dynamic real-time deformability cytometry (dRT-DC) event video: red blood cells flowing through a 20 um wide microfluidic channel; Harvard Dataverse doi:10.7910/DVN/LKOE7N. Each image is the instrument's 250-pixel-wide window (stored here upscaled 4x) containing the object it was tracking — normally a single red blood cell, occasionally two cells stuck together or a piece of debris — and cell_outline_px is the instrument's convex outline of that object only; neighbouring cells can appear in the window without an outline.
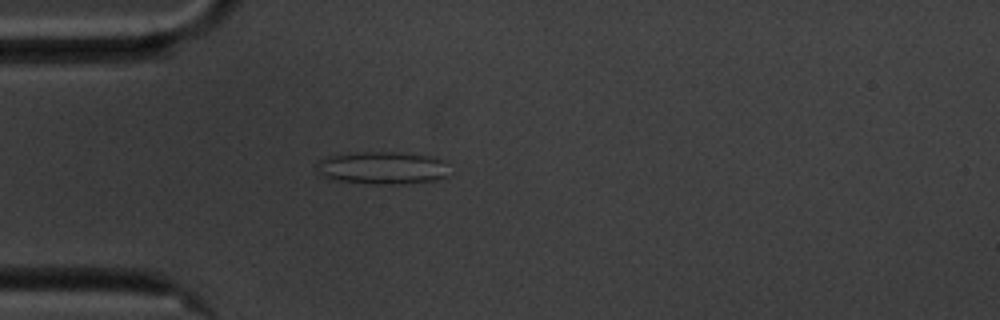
{"species": "common noctule bat (a hibernating species)", "species_latin": "Nyctalus noctula", "temperature_condition": "cold", "stored_images_in_passage": 38, "camera_frame_rate_fps": 3000, "um_per_image_px": 0.085, "animal": {"sex": "male", "body_mass_g": 20.1, "forearm_length_mm": 53.5}, "frame": {"image": 1, "passage_image": 1, "time_ms": 0.0, "image_size_px": [1000, 320], "cell_outline_px": [[448, 176], [436, 180], [396, 184], [376, 184], [332, 180], [324, 176], [320, 172], [316, 164], [324, 156], [356, 152], [392, 152], [428, 156], [444, 160]], "centroid_in_image_um": [32.47, 14.27], "position_along_channel_um": 52.5, "area_um2": 25.09}}
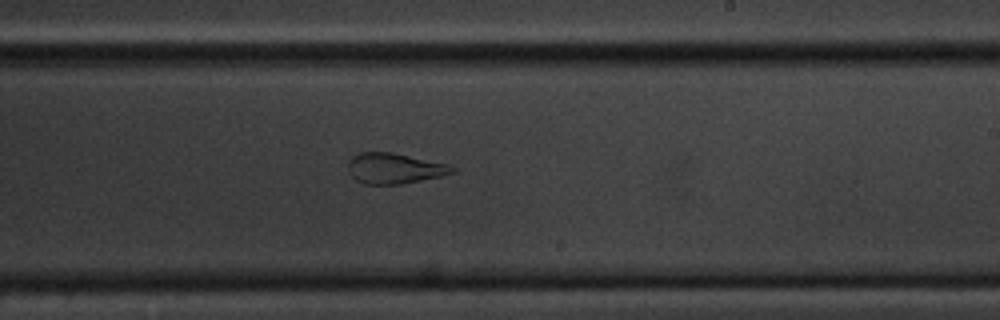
{"frame": {"image": 2, "passage_image": 19, "time_ms": 6.0, "image_size_px": [1000, 320], "cell_outline_px": [[456, 172], [444, 176], [400, 184], [364, 184], [356, 180], [348, 172], [348, 160], [352, 156], [360, 152], [392, 152], [448, 164], [456, 168]], "centroid_in_image_um": [33.53, 14.31], "position_along_channel_um": 255.5, "area_um2": 18.73}}
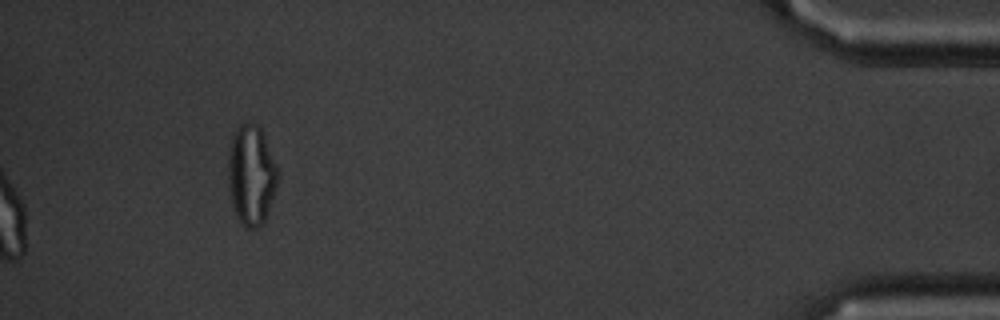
{"frame": {"image": 3, "passage_image": 38, "time_ms": 12.333, "image_size_px": [1000, 320], "cell_outline_px": [[280, 176], [264, 224], [256, 228], [248, 228], [240, 220], [232, 204], [228, 184], [228, 164], [232, 136], [236, 128], [244, 120], [252, 120], [260, 124], [280, 172]], "centroid_in_image_um": [21.39, 14.79], "position_along_channel_um": 413.8, "area_um2": 29.48}, "authors_computed_cell_mechanics": {"area_um2": 20.23, "velocity_mm_per_s": 3.5071, "shape_relaxation_time_tau1_ms": null, "shape_relaxation_time_tau2_ms": 1.1677, "deformation_change_tau1": null, "deformation_change_tau2": 0.0876}}